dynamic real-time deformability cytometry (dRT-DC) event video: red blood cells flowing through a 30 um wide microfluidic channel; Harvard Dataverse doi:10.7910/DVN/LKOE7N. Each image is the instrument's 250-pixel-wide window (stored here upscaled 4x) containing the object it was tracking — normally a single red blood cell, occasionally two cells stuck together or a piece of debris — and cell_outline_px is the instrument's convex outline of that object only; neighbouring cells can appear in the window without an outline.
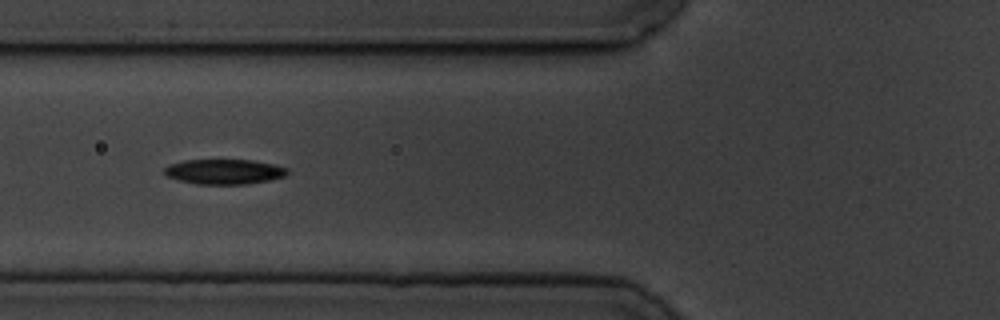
{"species": "common noctule bat (a hibernating species)", "species_latin": "Nyctalus noctula", "temperature_condition": "cold", "stored_images_in_passage": 10, "camera_frame_rate_fps": 3000, "um_per_image_px": 0.085, "animal": {"sex": "male", "body_mass_g": 19.5, "forearm_length_mm": 54.6}, "frame": {"image": 1, "passage_image": 6, "time_ms": 6.0, "image_size_px": [1000, 320], "cell_outline_px": [[288, 172], [284, 176], [268, 180], [244, 184], [196, 184], [176, 180], [164, 176], [164, 168], [172, 164], [184, 160], [252, 160], [272, 164], [288, 168]], "centroid_in_image_um": [19.01, 14.59], "position_along_channel_um": 106.8, "area_um2": 17.86}}
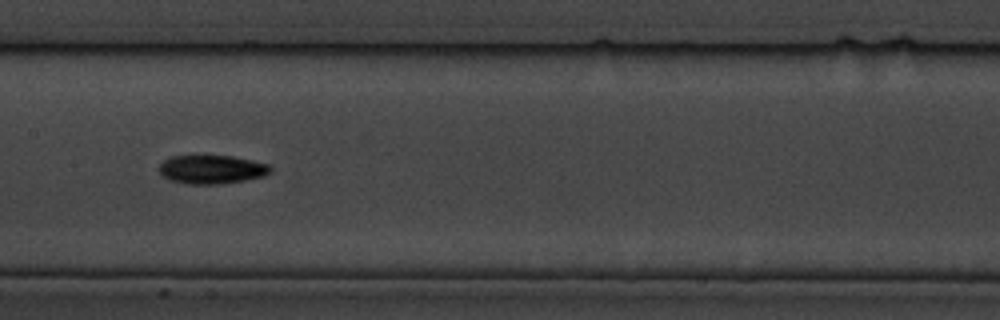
{"frame": {"image": 2, "passage_image": 8, "time_ms": 8.333, "image_size_px": [1000, 320], "cell_outline_px": [[272, 172], [264, 176], [244, 180], [220, 184], [188, 184], [172, 180], [164, 176], [156, 168], [164, 160], [172, 156], [196, 152], [232, 156], [268, 164], [272, 168]], "centroid_in_image_um": [17.95, 14.34], "position_along_channel_um": 189.4, "area_um2": 19.36}}
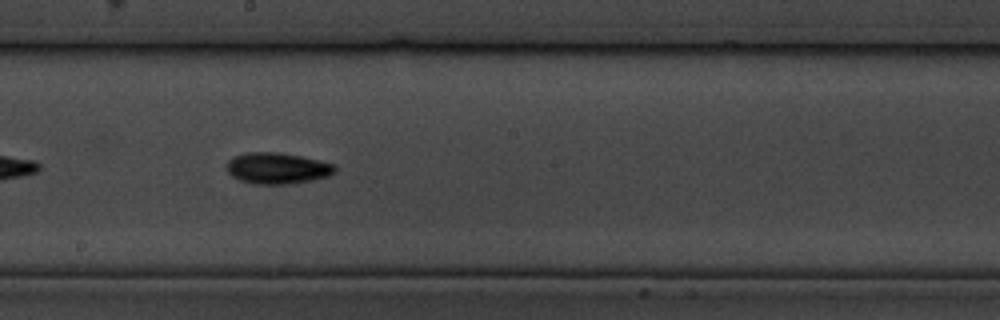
{"frame": {"image": 3, "passage_image": 9, "time_ms": 9.333, "image_size_px": [1000, 320], "cell_outline_px": [[336, 172], [328, 176], [312, 180], [288, 184], [252, 184], [240, 180], [232, 176], [228, 172], [228, 160], [232, 156], [248, 152], [276, 152], [300, 156], [332, 164], [336, 168]], "centroid_in_image_um": [23.54, 14.3], "position_along_channel_um": 224.7, "area_um2": 19.54}}